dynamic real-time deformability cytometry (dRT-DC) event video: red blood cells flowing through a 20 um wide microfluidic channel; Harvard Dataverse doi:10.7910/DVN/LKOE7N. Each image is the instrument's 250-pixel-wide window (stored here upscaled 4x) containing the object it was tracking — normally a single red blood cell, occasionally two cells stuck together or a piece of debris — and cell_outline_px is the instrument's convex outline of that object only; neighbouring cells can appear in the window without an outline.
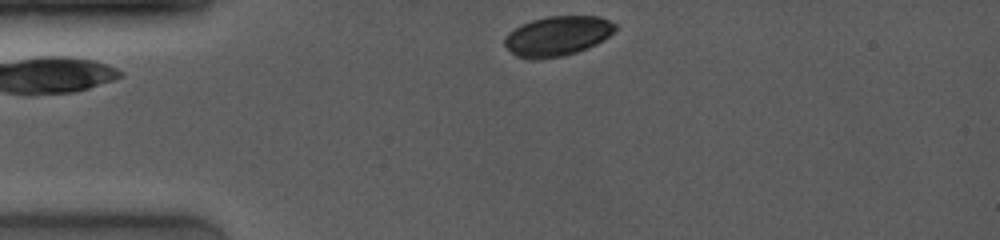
{"species": "common noctule bat (a hibernating species)", "species_latin": "Nyctalus noctula", "temperature_condition": "room temperature", "stored_images_in_passage": 44, "camera_frame_rate_fps": 4000, "um_per_image_px": 0.085, "animal": {"sex": "female", "body_mass_g": 19.0, "forearm_length_mm": 53.3}, "frame": {"image": 1, "passage_image": 1, "time_ms": 0.0, "image_size_px": [1000, 240], "cell_outline_px": [[616, 28], [608, 36], [596, 44], [576, 52], [564, 56], [540, 60], [528, 60], [516, 56], [504, 44], [504, 36], [508, 32], [520, 24], [532, 20], [548, 16], [600, 16], [616, 24]], "centroid_in_image_um": [47.33, 3.07], "position_along_channel_um": 37.7, "area_um2": 25.84}}
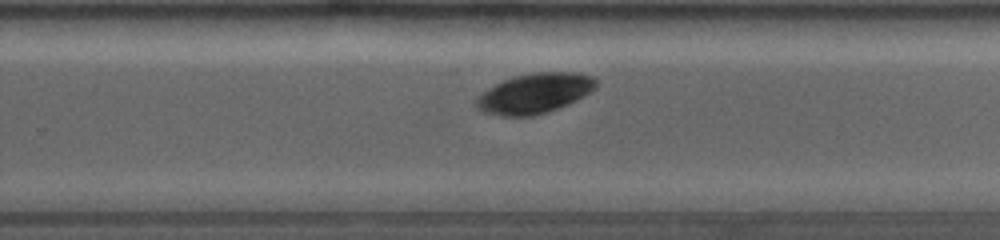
{"frame": {"image": 2, "passage_image": 29, "time_ms": 7.0, "image_size_px": [1000, 240], "cell_outline_px": [[600, 84], [596, 88], [568, 104], [560, 108], [548, 112], [532, 116], [504, 116], [484, 112], [476, 108], [476, 100], [488, 88], [512, 76], [532, 72], [576, 72], [592, 76]], "centroid_in_image_um": [45.48, 7.92], "position_along_channel_um": 284.3, "area_um2": 27.92}}
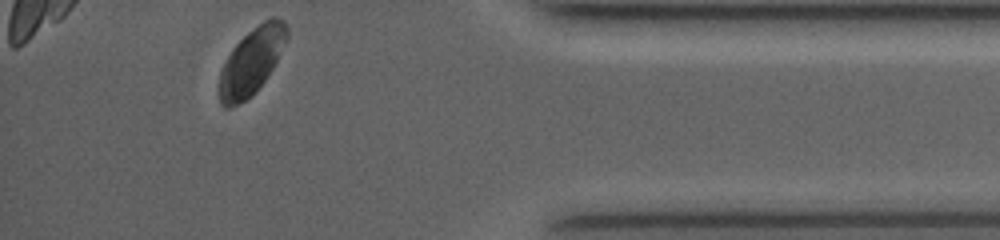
{"frame": {"image": 3, "passage_image": 44, "time_ms": 10.75, "image_size_px": [1000, 240], "cell_outline_px": [[288, 36], [272, 68], [264, 80], [252, 96], [228, 108], [224, 108], [220, 104], [220, 72], [228, 56], [236, 44], [248, 32], [264, 20], [272, 16], [276, 16], [284, 20], [288, 24]], "centroid_in_image_um": [21.4, 5.18], "position_along_channel_um": 413.8, "area_um2": 25.72}, "authors_computed_cell_mechanics": {"area_um2": 27.6284, "velocity_mm_per_s": 4.0062, "shape_relaxation_time_tau1_ms": 1.3863, "shape_relaxation_time_tau2_ms": null, "deformation_change_tau1": 0.0665, "deformation_change_tau2": null}}